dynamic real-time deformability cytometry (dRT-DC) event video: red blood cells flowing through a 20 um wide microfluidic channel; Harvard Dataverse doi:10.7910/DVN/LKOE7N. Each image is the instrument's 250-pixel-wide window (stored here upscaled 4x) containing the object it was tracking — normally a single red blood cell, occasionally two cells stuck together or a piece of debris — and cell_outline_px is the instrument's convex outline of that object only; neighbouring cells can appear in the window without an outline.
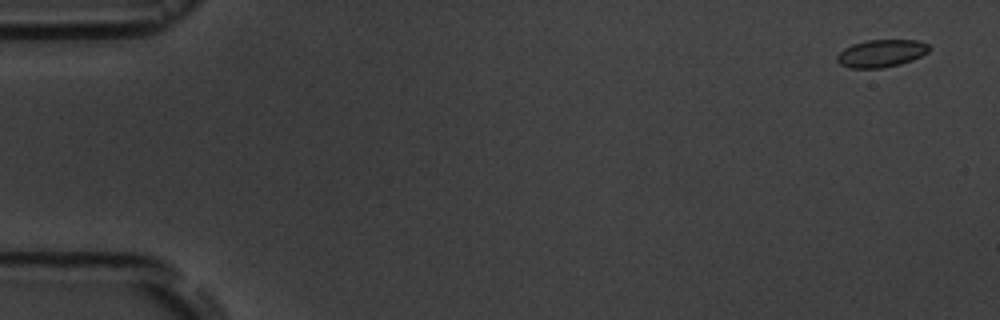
{"species": "common noctule bat (a hibernating species)", "species_latin": "Nyctalus noctula", "temperature_condition": "room temperature", "stored_images_in_passage": 5, "camera_frame_rate_fps": 3000, "um_per_image_px": 0.085, "animal": {"sex": "male", "body_mass_g": 19.5, "forearm_length_mm": 54.6}, "frame": {"image": 1, "passage_image": 1, "time_ms": 0.0, "image_size_px": [1000, 320], "cell_outline_px": [[928, 52], [912, 60], [900, 64], [880, 68], [848, 68], [840, 64], [836, 60], [836, 56], [844, 48], [852, 44], [868, 40], [920, 40], [928, 44]], "centroid_in_image_um": [74.88, 4.53], "position_along_channel_um": 10.1, "area_um2": 14.74}}
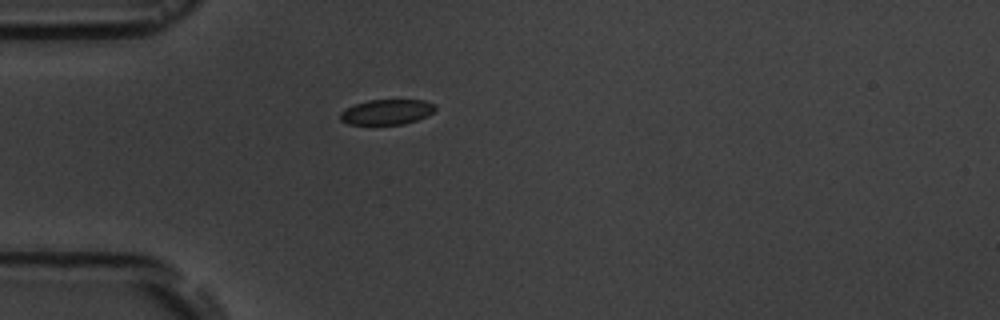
{"frame": {"image": 2, "passage_image": 5, "time_ms": 4.667, "image_size_px": [1000, 320], "cell_outline_px": [[436, 108], [432, 112], [416, 120], [404, 124], [348, 124], [340, 120], [340, 112], [356, 104], [368, 100], [424, 100], [436, 104]], "centroid_in_image_um": [32.88, 9.51], "position_along_channel_um": 52.1, "area_um2": 13.76}}